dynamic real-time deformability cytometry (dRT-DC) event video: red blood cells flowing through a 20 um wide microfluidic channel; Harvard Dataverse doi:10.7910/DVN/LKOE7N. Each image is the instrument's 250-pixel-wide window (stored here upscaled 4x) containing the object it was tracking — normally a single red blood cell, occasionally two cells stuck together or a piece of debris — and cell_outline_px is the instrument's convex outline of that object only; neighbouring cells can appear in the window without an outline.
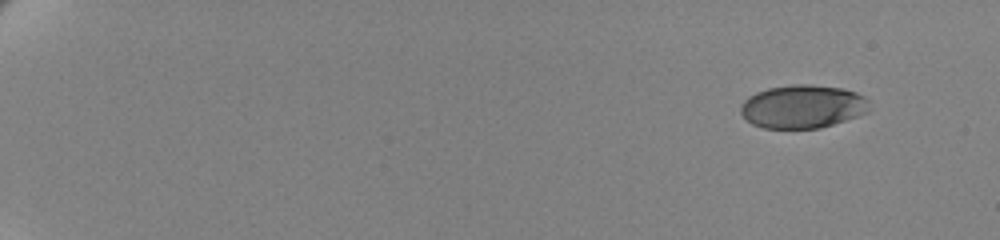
{"species": "human", "species_latin": "Homo sapiens", "temperature_condition": "cold", "stored_images_in_passage": 57, "camera_frame_rate_fps": 3000, "um_per_image_px": 0.085, "donor": {"sex": "female"}, "frame": {"image": 1, "passage_image": 1, "time_ms": 0.0, "image_size_px": [1000, 240], "cell_outline_px": [[868, 100], [864, 112], [856, 116], [820, 128], [764, 128], [752, 124], [740, 112], [740, 104], [748, 96], [756, 92], [768, 88], [792, 84], [808, 84], [840, 88], [856, 92], [864, 96]], "centroid_in_image_um": [68.15, 9.05], "position_along_channel_um": 16.8, "area_um2": 32.14}}
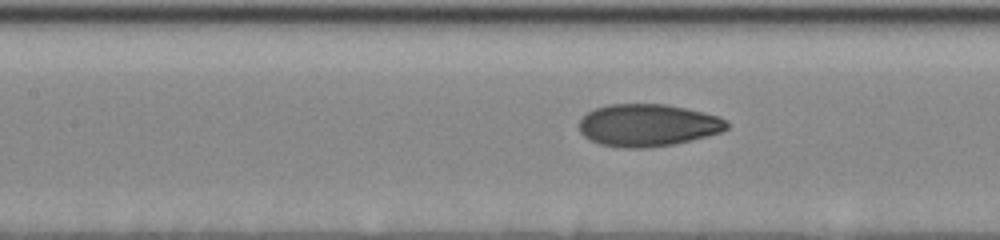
{"frame": {"image": 2, "passage_image": 28, "time_ms": 9.0, "image_size_px": [1000, 240], "cell_outline_px": [[728, 128], [720, 132], [672, 144], [648, 148], [620, 148], [600, 144], [588, 140], [580, 132], [580, 120], [588, 112], [596, 108], [608, 104], [668, 104], [720, 116], [728, 124]], "centroid_in_image_um": [55.03, 10.64], "position_along_channel_um": 152.4, "area_um2": 36.3}}
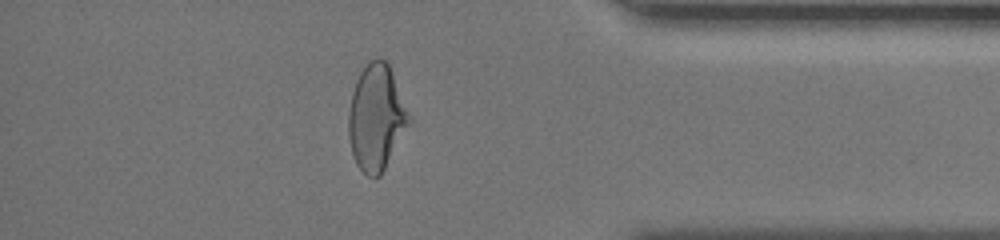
{"frame": {"image": 3, "passage_image": 51, "time_ms": 16.667, "image_size_px": [1000, 240], "cell_outline_px": [[412, 120], [380, 176], [368, 176], [356, 164], [352, 152], [348, 136], [348, 112], [352, 92], [356, 80], [360, 72], [368, 60], [384, 60], [388, 64], [392, 72], [412, 116]], "centroid_in_image_um": [31.99, 9.98], "position_along_channel_um": 403.2, "area_um2": 37.22}, "authors_computed_cell_mechanics": {"area_um2": 35.6626, "velocity_mm_per_s": 3.467, "shape_relaxation_time_tau1_ms": 4.5598, "shape_relaxation_time_tau2_ms": 0.9288, "deformation_change_tau1": 0.1661, "deformation_change_tau2": 0.0518}}